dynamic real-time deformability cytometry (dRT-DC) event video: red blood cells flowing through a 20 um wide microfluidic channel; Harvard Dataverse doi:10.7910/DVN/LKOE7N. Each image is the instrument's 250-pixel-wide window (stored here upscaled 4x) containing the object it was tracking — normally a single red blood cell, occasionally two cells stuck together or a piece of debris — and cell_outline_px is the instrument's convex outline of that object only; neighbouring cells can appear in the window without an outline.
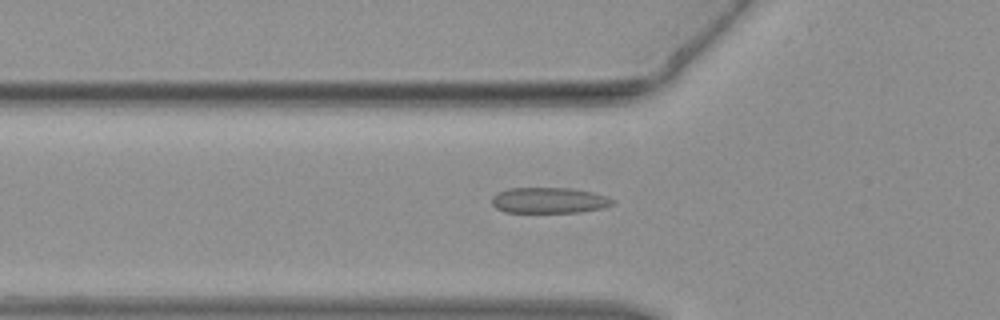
{"species": "common noctule bat (a hibernating species)", "species_latin": "Nyctalus noctula", "temperature_condition": "warm", "stored_images_in_passage": 46, "camera_frame_rate_fps": 3000, "um_per_image_px": 0.085, "animal": {"sex": "female", "body_mass_g": 19.3, "forearm_length_mm": 54.1}, "frame": {"image": 1, "passage_image": 16, "time_ms": 5.0, "image_size_px": [1000, 320], "cell_outline_px": [[616, 200], [612, 204], [600, 208], [580, 212], [504, 212], [496, 208], [492, 204], [492, 196], [496, 192], [508, 188], [572, 188], [592, 192], [608, 196]], "centroid_in_image_um": [46.65, 17.02], "position_along_channel_um": 79.2, "area_um2": 18.21}}
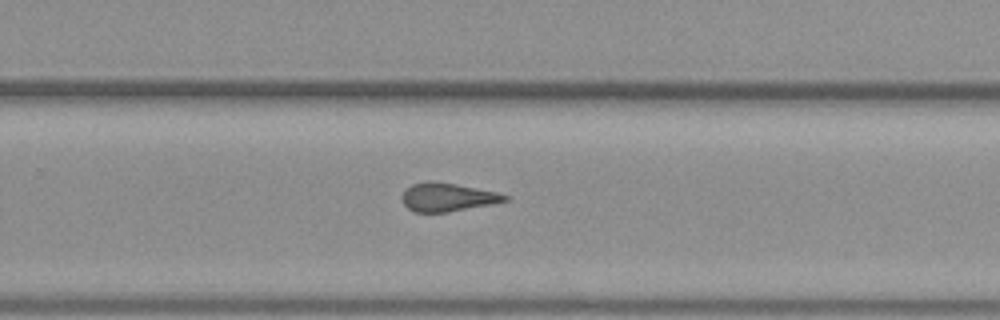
{"frame": {"image": 2, "passage_image": 30, "time_ms": 9.667, "image_size_px": [1000, 320], "cell_outline_px": [[508, 200], [496, 204], [448, 212], [416, 212], [408, 208], [404, 204], [404, 192], [412, 184], [428, 180], [432, 180], [456, 184], [496, 192], [508, 196]], "centroid_in_image_um": [38.08, 16.76], "position_along_channel_um": 291.7, "area_um2": 16.94}}
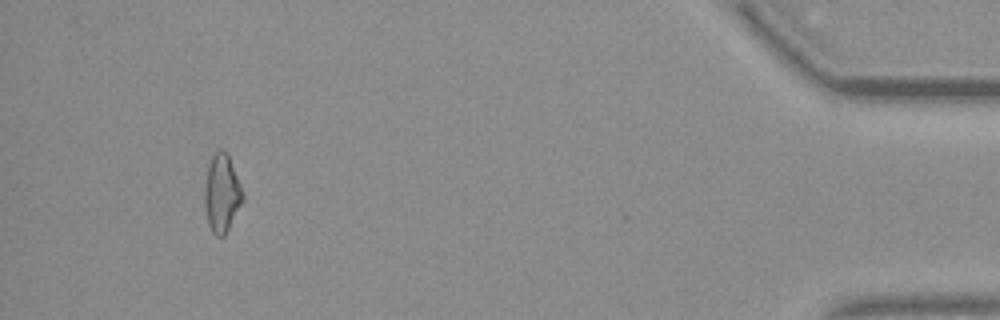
{"frame": {"image": 3, "passage_image": 43, "time_ms": 14.0, "image_size_px": [1000, 320], "cell_outline_px": [[244, 200], [224, 236], [216, 236], [212, 232], [208, 224], [204, 204], [204, 188], [208, 168], [212, 156], [220, 148], [228, 152], [244, 196]], "centroid_in_image_um": [18.85, 16.43], "position_along_channel_um": 416.3, "area_um2": 17.28}}